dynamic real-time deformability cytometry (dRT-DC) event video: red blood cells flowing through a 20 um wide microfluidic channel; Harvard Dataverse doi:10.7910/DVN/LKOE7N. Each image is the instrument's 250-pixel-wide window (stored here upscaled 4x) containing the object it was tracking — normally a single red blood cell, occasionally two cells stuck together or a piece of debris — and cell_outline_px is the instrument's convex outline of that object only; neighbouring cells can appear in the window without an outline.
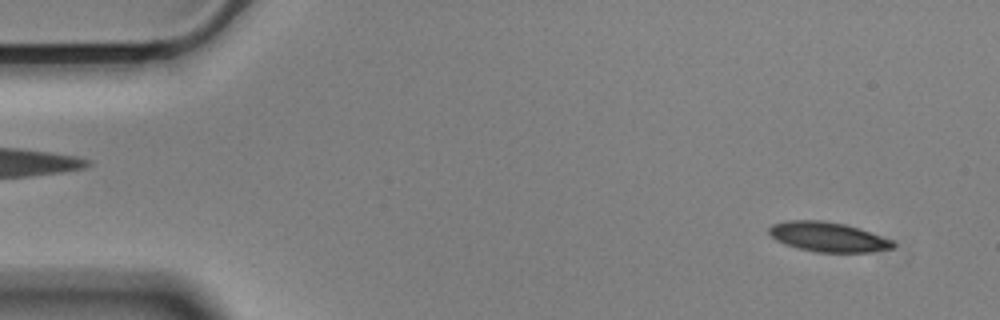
{"species": "Egyptian fruit bat (a non-hibernating species)", "species_latin": "Rousettus aegyptiacus", "temperature_condition": "cold", "stored_images_in_passage": 55, "camera_frame_rate_fps": 3000, "um_per_image_px": 0.085, "animal": {"sex": "male"}, "frame": {"image": 1, "passage_image": 3, "time_ms": 0.667, "image_size_px": [1000, 320], "cell_outline_px": [[896, 248], [868, 252], [816, 252], [796, 248], [784, 244], [776, 240], [768, 232], [768, 228], [772, 224], [788, 220], [824, 220], [844, 224], [860, 228], [892, 240], [896, 244]], "centroid_in_image_um": [70.38, 20.14], "position_along_channel_um": 14.6, "area_um2": 21.62}}
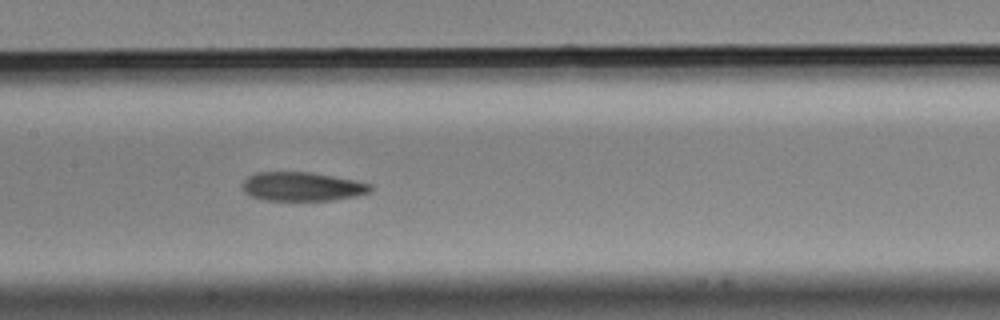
{"frame": {"image": 2, "passage_image": 26, "time_ms": 8.333, "image_size_px": [1000, 320], "cell_outline_px": [[372, 188], [368, 192], [356, 196], [332, 200], [264, 200], [248, 196], [240, 188], [244, 180], [248, 176], [256, 172], [308, 172], [356, 180], [372, 184]], "centroid_in_image_um": [25.63, 15.86], "position_along_channel_um": 181.8, "area_um2": 21.68}}
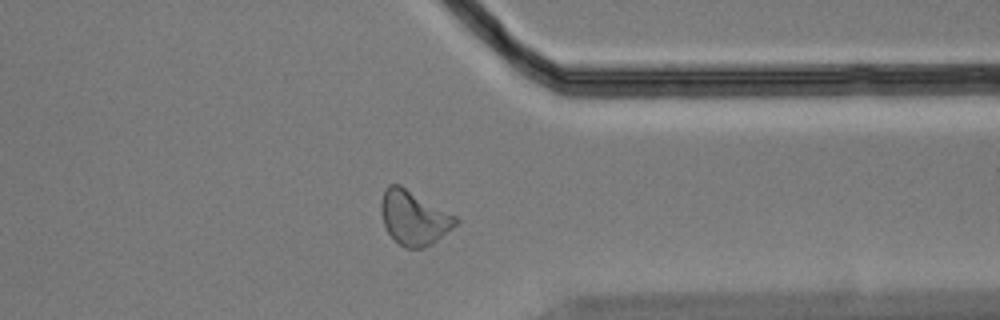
{"frame": {"image": 3, "passage_image": 43, "time_ms": 14.0, "image_size_px": [1000, 320], "cell_outline_px": [[460, 220], [452, 228], [432, 244], [424, 248], [404, 248], [388, 232], [384, 224], [380, 212], [380, 204], [384, 192], [388, 184], [400, 184], [456, 216]], "centroid_in_image_um": [35.17, 18.5], "position_along_channel_um": 376.2, "area_um2": 23.41}, "authors_computed_cell_mechanics": {"area_um2": 22.3108, "velocity_mm_per_s": 3.5201, "shape_relaxation_time_tau1_ms": 6.2697, "shape_relaxation_time_tau2_ms": 4.6356, "deformation_change_tau1": 0.1562, "deformation_change_tau2": 0.1294}}